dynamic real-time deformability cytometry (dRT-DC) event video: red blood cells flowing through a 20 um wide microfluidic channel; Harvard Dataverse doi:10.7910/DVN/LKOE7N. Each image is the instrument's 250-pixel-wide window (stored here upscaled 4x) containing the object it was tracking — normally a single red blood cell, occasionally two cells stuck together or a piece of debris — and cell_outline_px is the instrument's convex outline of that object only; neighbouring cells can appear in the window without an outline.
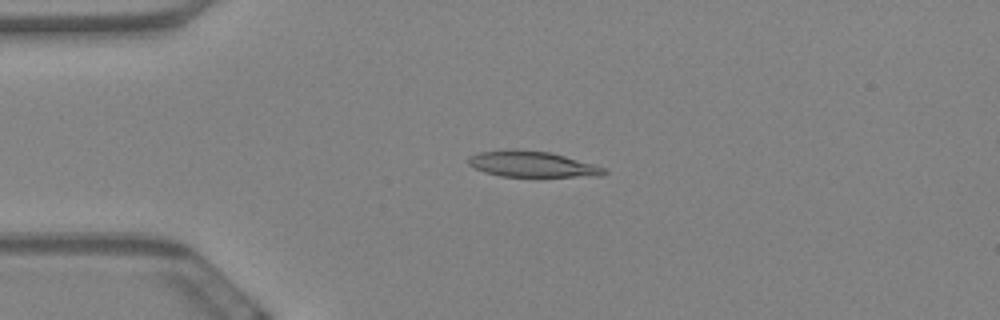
{"species": "Egyptian fruit bat (a non-hibernating species)", "species_latin": "Rousettus aegyptiacus", "temperature_condition": "warm", "stored_images_in_passage": 59, "camera_frame_rate_fps": 3000, "um_per_image_px": 0.085, "animal": {"sex": "female"}, "frame": {"image": 1, "passage_image": 14, "time_ms": 4.333, "image_size_px": [1000, 320], "cell_outline_px": [[608, 172], [600, 176], [500, 176], [484, 172], [468, 164], [468, 156], [480, 152], [508, 148], [516, 148], [548, 152], [564, 156], [592, 164], [604, 168]], "centroid_in_image_um": [45.16, 13.93], "position_along_channel_um": 39.8, "area_um2": 20.35}}
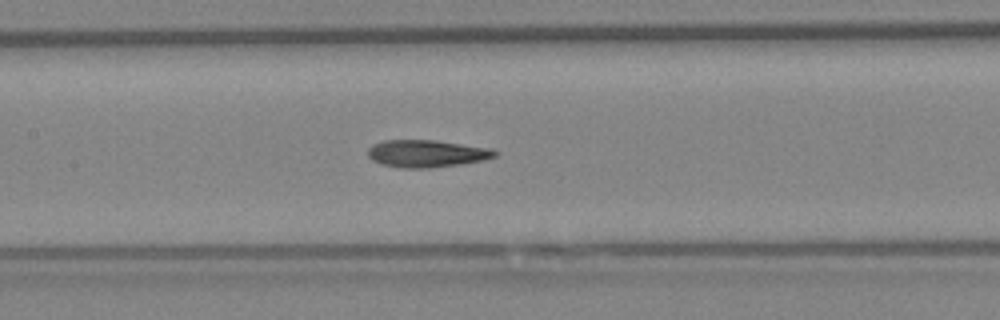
{"frame": {"image": 2, "passage_image": 28, "time_ms": 9.0, "image_size_px": [1000, 320], "cell_outline_px": [[500, 152], [496, 156], [484, 160], [460, 164], [428, 168], [400, 168], [380, 164], [372, 160], [368, 156], [368, 148], [372, 144], [384, 140], [436, 140], [492, 148]], "centroid_in_image_um": [36.27, 13.05], "position_along_channel_um": 171.1, "area_um2": 20.46}}
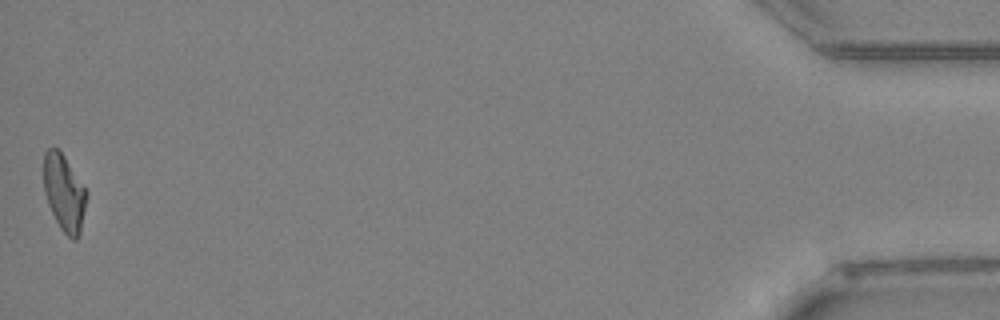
{"frame": {"image": 3, "passage_image": 59, "time_ms": 19.333, "image_size_px": [1000, 320], "cell_outline_px": [[88, 196], [80, 232], [76, 240], [72, 240], [60, 228], [48, 204], [44, 192], [44, 152], [48, 148], [56, 148], [64, 156], [88, 192]], "centroid_in_image_um": [5.46, 16.4], "position_along_channel_um": 429.7, "area_um2": 19.02}, "authors_computed_cell_mechanics": {"area_um2": 20.1144, "velocity_mm_per_s": 3.4383, "shape_relaxation_time_tau1_ms": 9.3423, "shape_relaxation_time_tau2_ms": 3.0427, "deformation_change_tau1": 0.2314, "deformation_change_tau2": 0.1165}}